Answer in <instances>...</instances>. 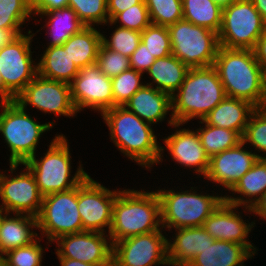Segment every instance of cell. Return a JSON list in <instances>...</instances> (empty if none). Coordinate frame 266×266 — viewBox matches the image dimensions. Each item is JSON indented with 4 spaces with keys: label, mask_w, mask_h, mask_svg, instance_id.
Segmentation results:
<instances>
[{
    "label": "cell",
    "mask_w": 266,
    "mask_h": 266,
    "mask_svg": "<svg viewBox=\"0 0 266 266\" xmlns=\"http://www.w3.org/2000/svg\"><path fill=\"white\" fill-rule=\"evenodd\" d=\"M109 130L110 141L124 156L150 172L157 166L161 144L153 125L141 120L124 106H115L101 114Z\"/></svg>",
    "instance_id": "obj_1"
},
{
    "label": "cell",
    "mask_w": 266,
    "mask_h": 266,
    "mask_svg": "<svg viewBox=\"0 0 266 266\" xmlns=\"http://www.w3.org/2000/svg\"><path fill=\"white\" fill-rule=\"evenodd\" d=\"M152 231H165L156 191L120 188L113 203L108 233L112 245L122 239Z\"/></svg>",
    "instance_id": "obj_2"
},
{
    "label": "cell",
    "mask_w": 266,
    "mask_h": 266,
    "mask_svg": "<svg viewBox=\"0 0 266 266\" xmlns=\"http://www.w3.org/2000/svg\"><path fill=\"white\" fill-rule=\"evenodd\" d=\"M226 93L214 66L189 68L181 87L171 96L175 123L202 120Z\"/></svg>",
    "instance_id": "obj_3"
},
{
    "label": "cell",
    "mask_w": 266,
    "mask_h": 266,
    "mask_svg": "<svg viewBox=\"0 0 266 266\" xmlns=\"http://www.w3.org/2000/svg\"><path fill=\"white\" fill-rule=\"evenodd\" d=\"M49 144L43 156L39 158L35 154L24 163L33 173L43 197L70 190L89 176L84 170L82 161H79L76 172L72 174V156L66 135L55 134Z\"/></svg>",
    "instance_id": "obj_4"
},
{
    "label": "cell",
    "mask_w": 266,
    "mask_h": 266,
    "mask_svg": "<svg viewBox=\"0 0 266 266\" xmlns=\"http://www.w3.org/2000/svg\"><path fill=\"white\" fill-rule=\"evenodd\" d=\"M198 186L180 190L173 188L155 189L161 212L162 228L172 233V230L202 226L205 220L225 200L223 194L198 191ZM197 189V190H196ZM178 190V191H177ZM211 194V195H210ZM220 195V196H219Z\"/></svg>",
    "instance_id": "obj_5"
},
{
    "label": "cell",
    "mask_w": 266,
    "mask_h": 266,
    "mask_svg": "<svg viewBox=\"0 0 266 266\" xmlns=\"http://www.w3.org/2000/svg\"><path fill=\"white\" fill-rule=\"evenodd\" d=\"M226 96L249 101L258 106L262 97L263 70L251 49L219 47L213 65Z\"/></svg>",
    "instance_id": "obj_6"
},
{
    "label": "cell",
    "mask_w": 266,
    "mask_h": 266,
    "mask_svg": "<svg viewBox=\"0 0 266 266\" xmlns=\"http://www.w3.org/2000/svg\"><path fill=\"white\" fill-rule=\"evenodd\" d=\"M0 108V133L9 148V164H24L38 151L41 135L52 130L56 123L37 122L15 100L0 102Z\"/></svg>",
    "instance_id": "obj_7"
},
{
    "label": "cell",
    "mask_w": 266,
    "mask_h": 266,
    "mask_svg": "<svg viewBox=\"0 0 266 266\" xmlns=\"http://www.w3.org/2000/svg\"><path fill=\"white\" fill-rule=\"evenodd\" d=\"M35 34L28 29L0 48L2 102L14 100L38 75L37 59L32 57L35 51H31Z\"/></svg>",
    "instance_id": "obj_8"
},
{
    "label": "cell",
    "mask_w": 266,
    "mask_h": 266,
    "mask_svg": "<svg viewBox=\"0 0 266 266\" xmlns=\"http://www.w3.org/2000/svg\"><path fill=\"white\" fill-rule=\"evenodd\" d=\"M172 54L189 68L213 66L220 44L218 33L181 19L167 27Z\"/></svg>",
    "instance_id": "obj_9"
},
{
    "label": "cell",
    "mask_w": 266,
    "mask_h": 266,
    "mask_svg": "<svg viewBox=\"0 0 266 266\" xmlns=\"http://www.w3.org/2000/svg\"><path fill=\"white\" fill-rule=\"evenodd\" d=\"M37 225L39 236L46 237L48 241L46 249L62 235L83 232L78 211V185L67 191L44 196L37 216Z\"/></svg>",
    "instance_id": "obj_10"
},
{
    "label": "cell",
    "mask_w": 266,
    "mask_h": 266,
    "mask_svg": "<svg viewBox=\"0 0 266 266\" xmlns=\"http://www.w3.org/2000/svg\"><path fill=\"white\" fill-rule=\"evenodd\" d=\"M266 32V22L251 0H236L222 9L219 44L228 49H253Z\"/></svg>",
    "instance_id": "obj_11"
},
{
    "label": "cell",
    "mask_w": 266,
    "mask_h": 266,
    "mask_svg": "<svg viewBox=\"0 0 266 266\" xmlns=\"http://www.w3.org/2000/svg\"><path fill=\"white\" fill-rule=\"evenodd\" d=\"M22 165L25 167L17 174V169ZM9 167V170L0 171V206L8 214L37 217L43 196L39 192L33 173L24 164H9Z\"/></svg>",
    "instance_id": "obj_12"
},
{
    "label": "cell",
    "mask_w": 266,
    "mask_h": 266,
    "mask_svg": "<svg viewBox=\"0 0 266 266\" xmlns=\"http://www.w3.org/2000/svg\"><path fill=\"white\" fill-rule=\"evenodd\" d=\"M163 232L152 231L115 242L112 266H170L168 234Z\"/></svg>",
    "instance_id": "obj_13"
},
{
    "label": "cell",
    "mask_w": 266,
    "mask_h": 266,
    "mask_svg": "<svg viewBox=\"0 0 266 266\" xmlns=\"http://www.w3.org/2000/svg\"><path fill=\"white\" fill-rule=\"evenodd\" d=\"M14 100L23 108L30 105L43 114L75 117L78 112L71 98L70 84L37 75Z\"/></svg>",
    "instance_id": "obj_14"
},
{
    "label": "cell",
    "mask_w": 266,
    "mask_h": 266,
    "mask_svg": "<svg viewBox=\"0 0 266 266\" xmlns=\"http://www.w3.org/2000/svg\"><path fill=\"white\" fill-rule=\"evenodd\" d=\"M118 193L119 189L110 190L90 175L78 185V211L83 231L109 233L113 203Z\"/></svg>",
    "instance_id": "obj_15"
},
{
    "label": "cell",
    "mask_w": 266,
    "mask_h": 266,
    "mask_svg": "<svg viewBox=\"0 0 266 266\" xmlns=\"http://www.w3.org/2000/svg\"><path fill=\"white\" fill-rule=\"evenodd\" d=\"M71 98L77 112L87 108L100 115L114 107L111 78L95 64L80 69L70 83Z\"/></svg>",
    "instance_id": "obj_16"
},
{
    "label": "cell",
    "mask_w": 266,
    "mask_h": 266,
    "mask_svg": "<svg viewBox=\"0 0 266 266\" xmlns=\"http://www.w3.org/2000/svg\"><path fill=\"white\" fill-rule=\"evenodd\" d=\"M57 258L76 259L92 265H112L113 245L108 234L94 231L66 234L58 237Z\"/></svg>",
    "instance_id": "obj_17"
},
{
    "label": "cell",
    "mask_w": 266,
    "mask_h": 266,
    "mask_svg": "<svg viewBox=\"0 0 266 266\" xmlns=\"http://www.w3.org/2000/svg\"><path fill=\"white\" fill-rule=\"evenodd\" d=\"M183 124L175 123L172 125L175 132L163 137L164 146H160L161 155L158 161L160 165L163 161L164 151L167 150L172 161L189 170L195 175L204 178L209 167V156L205 153L199 135L196 130L182 128ZM193 170V171H192ZM195 171V172H194Z\"/></svg>",
    "instance_id": "obj_18"
},
{
    "label": "cell",
    "mask_w": 266,
    "mask_h": 266,
    "mask_svg": "<svg viewBox=\"0 0 266 266\" xmlns=\"http://www.w3.org/2000/svg\"><path fill=\"white\" fill-rule=\"evenodd\" d=\"M238 208L242 207L229 204L224 200L205 220L202 227L215 240L241 244L255 256L259 248L249 241L248 236L253 231L252 228L256 227V220L252 222L249 221L250 219L243 220V213Z\"/></svg>",
    "instance_id": "obj_19"
},
{
    "label": "cell",
    "mask_w": 266,
    "mask_h": 266,
    "mask_svg": "<svg viewBox=\"0 0 266 266\" xmlns=\"http://www.w3.org/2000/svg\"><path fill=\"white\" fill-rule=\"evenodd\" d=\"M247 148L246 144L240 142L237 146L210 157L204 181L217 184V187L222 186V191L225 189L229 192L259 159L250 147L249 150Z\"/></svg>",
    "instance_id": "obj_20"
},
{
    "label": "cell",
    "mask_w": 266,
    "mask_h": 266,
    "mask_svg": "<svg viewBox=\"0 0 266 266\" xmlns=\"http://www.w3.org/2000/svg\"><path fill=\"white\" fill-rule=\"evenodd\" d=\"M124 107L153 126L162 123L170 112L167 118L168 125L171 127L175 124L172 116L171 95L153 86L145 84L132 95Z\"/></svg>",
    "instance_id": "obj_21"
},
{
    "label": "cell",
    "mask_w": 266,
    "mask_h": 266,
    "mask_svg": "<svg viewBox=\"0 0 266 266\" xmlns=\"http://www.w3.org/2000/svg\"><path fill=\"white\" fill-rule=\"evenodd\" d=\"M174 231L175 235L167 239L170 266H188L197 254L215 241L202 226Z\"/></svg>",
    "instance_id": "obj_22"
},
{
    "label": "cell",
    "mask_w": 266,
    "mask_h": 266,
    "mask_svg": "<svg viewBox=\"0 0 266 266\" xmlns=\"http://www.w3.org/2000/svg\"><path fill=\"white\" fill-rule=\"evenodd\" d=\"M256 106L246 100L226 96L202 120L212 126L237 131L241 136Z\"/></svg>",
    "instance_id": "obj_23"
},
{
    "label": "cell",
    "mask_w": 266,
    "mask_h": 266,
    "mask_svg": "<svg viewBox=\"0 0 266 266\" xmlns=\"http://www.w3.org/2000/svg\"><path fill=\"white\" fill-rule=\"evenodd\" d=\"M37 229V217L27 214H7L0 226V256L34 242L39 237Z\"/></svg>",
    "instance_id": "obj_24"
},
{
    "label": "cell",
    "mask_w": 266,
    "mask_h": 266,
    "mask_svg": "<svg viewBox=\"0 0 266 266\" xmlns=\"http://www.w3.org/2000/svg\"><path fill=\"white\" fill-rule=\"evenodd\" d=\"M266 192V159L259 158L235 186L224 195L225 201L240 207L251 208ZM233 194V195H231ZM237 194V195H234ZM239 194V195H238Z\"/></svg>",
    "instance_id": "obj_25"
},
{
    "label": "cell",
    "mask_w": 266,
    "mask_h": 266,
    "mask_svg": "<svg viewBox=\"0 0 266 266\" xmlns=\"http://www.w3.org/2000/svg\"><path fill=\"white\" fill-rule=\"evenodd\" d=\"M254 256L241 244L215 240L197 254L188 266H246Z\"/></svg>",
    "instance_id": "obj_26"
},
{
    "label": "cell",
    "mask_w": 266,
    "mask_h": 266,
    "mask_svg": "<svg viewBox=\"0 0 266 266\" xmlns=\"http://www.w3.org/2000/svg\"><path fill=\"white\" fill-rule=\"evenodd\" d=\"M36 16L41 19L45 18V24L36 31V33L40 32L44 27L47 29L46 35H48L47 38L49 37V42L44 47L61 46L69 37L86 27L78 18L77 13L69 6Z\"/></svg>",
    "instance_id": "obj_27"
},
{
    "label": "cell",
    "mask_w": 266,
    "mask_h": 266,
    "mask_svg": "<svg viewBox=\"0 0 266 266\" xmlns=\"http://www.w3.org/2000/svg\"><path fill=\"white\" fill-rule=\"evenodd\" d=\"M188 70L189 67L173 54L156 58L146 72L151 80L146 84L172 96L181 87Z\"/></svg>",
    "instance_id": "obj_28"
},
{
    "label": "cell",
    "mask_w": 266,
    "mask_h": 266,
    "mask_svg": "<svg viewBox=\"0 0 266 266\" xmlns=\"http://www.w3.org/2000/svg\"><path fill=\"white\" fill-rule=\"evenodd\" d=\"M43 54L38 59V75L70 84L77 76L80 69L68 55L67 47L54 46L43 49Z\"/></svg>",
    "instance_id": "obj_29"
},
{
    "label": "cell",
    "mask_w": 266,
    "mask_h": 266,
    "mask_svg": "<svg viewBox=\"0 0 266 266\" xmlns=\"http://www.w3.org/2000/svg\"><path fill=\"white\" fill-rule=\"evenodd\" d=\"M99 27H84L79 33L73 34L63 44L68 55L79 69L97 63L99 47L102 44V32Z\"/></svg>",
    "instance_id": "obj_30"
},
{
    "label": "cell",
    "mask_w": 266,
    "mask_h": 266,
    "mask_svg": "<svg viewBox=\"0 0 266 266\" xmlns=\"http://www.w3.org/2000/svg\"><path fill=\"white\" fill-rule=\"evenodd\" d=\"M183 19L219 33L222 9L212 0H182Z\"/></svg>",
    "instance_id": "obj_31"
},
{
    "label": "cell",
    "mask_w": 266,
    "mask_h": 266,
    "mask_svg": "<svg viewBox=\"0 0 266 266\" xmlns=\"http://www.w3.org/2000/svg\"><path fill=\"white\" fill-rule=\"evenodd\" d=\"M198 122L202 126L194 129L197 131L201 145L209 158L242 142V136L237 131L208 125L203 120H198Z\"/></svg>",
    "instance_id": "obj_32"
},
{
    "label": "cell",
    "mask_w": 266,
    "mask_h": 266,
    "mask_svg": "<svg viewBox=\"0 0 266 266\" xmlns=\"http://www.w3.org/2000/svg\"><path fill=\"white\" fill-rule=\"evenodd\" d=\"M33 18L29 0H2L0 2V29L9 31L14 37L24 34L23 25Z\"/></svg>",
    "instance_id": "obj_33"
},
{
    "label": "cell",
    "mask_w": 266,
    "mask_h": 266,
    "mask_svg": "<svg viewBox=\"0 0 266 266\" xmlns=\"http://www.w3.org/2000/svg\"><path fill=\"white\" fill-rule=\"evenodd\" d=\"M68 6L86 27H105L109 22L107 0H68Z\"/></svg>",
    "instance_id": "obj_34"
},
{
    "label": "cell",
    "mask_w": 266,
    "mask_h": 266,
    "mask_svg": "<svg viewBox=\"0 0 266 266\" xmlns=\"http://www.w3.org/2000/svg\"><path fill=\"white\" fill-rule=\"evenodd\" d=\"M105 25H108V27L112 26V28L114 27L115 29L112 31V34H110V39L104 34L106 32L102 31V44L109 50L130 57L141 42V32L122 28L117 25L115 26L111 21Z\"/></svg>",
    "instance_id": "obj_35"
},
{
    "label": "cell",
    "mask_w": 266,
    "mask_h": 266,
    "mask_svg": "<svg viewBox=\"0 0 266 266\" xmlns=\"http://www.w3.org/2000/svg\"><path fill=\"white\" fill-rule=\"evenodd\" d=\"M151 24L168 27L183 19L182 0H144Z\"/></svg>",
    "instance_id": "obj_36"
},
{
    "label": "cell",
    "mask_w": 266,
    "mask_h": 266,
    "mask_svg": "<svg viewBox=\"0 0 266 266\" xmlns=\"http://www.w3.org/2000/svg\"><path fill=\"white\" fill-rule=\"evenodd\" d=\"M143 76V73L130 68L111 78L114 107L124 106L132 95L146 84L143 82Z\"/></svg>",
    "instance_id": "obj_37"
},
{
    "label": "cell",
    "mask_w": 266,
    "mask_h": 266,
    "mask_svg": "<svg viewBox=\"0 0 266 266\" xmlns=\"http://www.w3.org/2000/svg\"><path fill=\"white\" fill-rule=\"evenodd\" d=\"M242 142L253 149L259 158L266 159V112L256 109L242 135ZM251 144V145H250ZM257 151V152H256ZM258 153V154H257ZM260 153V154H259ZM262 153V154H261Z\"/></svg>",
    "instance_id": "obj_38"
},
{
    "label": "cell",
    "mask_w": 266,
    "mask_h": 266,
    "mask_svg": "<svg viewBox=\"0 0 266 266\" xmlns=\"http://www.w3.org/2000/svg\"><path fill=\"white\" fill-rule=\"evenodd\" d=\"M40 237L29 245L8 251L2 256L3 266H42V259L46 252L41 245Z\"/></svg>",
    "instance_id": "obj_39"
},
{
    "label": "cell",
    "mask_w": 266,
    "mask_h": 266,
    "mask_svg": "<svg viewBox=\"0 0 266 266\" xmlns=\"http://www.w3.org/2000/svg\"><path fill=\"white\" fill-rule=\"evenodd\" d=\"M141 42L156 58H163L172 54L168 28L150 24L141 32Z\"/></svg>",
    "instance_id": "obj_40"
},
{
    "label": "cell",
    "mask_w": 266,
    "mask_h": 266,
    "mask_svg": "<svg viewBox=\"0 0 266 266\" xmlns=\"http://www.w3.org/2000/svg\"><path fill=\"white\" fill-rule=\"evenodd\" d=\"M101 72L113 78L123 71L131 68L130 58L120 54L119 52L107 49L103 44L99 47L97 63Z\"/></svg>",
    "instance_id": "obj_41"
},
{
    "label": "cell",
    "mask_w": 266,
    "mask_h": 266,
    "mask_svg": "<svg viewBox=\"0 0 266 266\" xmlns=\"http://www.w3.org/2000/svg\"><path fill=\"white\" fill-rule=\"evenodd\" d=\"M111 22L117 26L142 32L150 24L149 12L146 4H136L118 13Z\"/></svg>",
    "instance_id": "obj_42"
},
{
    "label": "cell",
    "mask_w": 266,
    "mask_h": 266,
    "mask_svg": "<svg viewBox=\"0 0 266 266\" xmlns=\"http://www.w3.org/2000/svg\"><path fill=\"white\" fill-rule=\"evenodd\" d=\"M131 69L145 74L156 60V57L140 42L137 49L129 57Z\"/></svg>",
    "instance_id": "obj_43"
},
{
    "label": "cell",
    "mask_w": 266,
    "mask_h": 266,
    "mask_svg": "<svg viewBox=\"0 0 266 266\" xmlns=\"http://www.w3.org/2000/svg\"><path fill=\"white\" fill-rule=\"evenodd\" d=\"M32 14L35 15L61 9L68 6V0H33L31 2Z\"/></svg>",
    "instance_id": "obj_44"
},
{
    "label": "cell",
    "mask_w": 266,
    "mask_h": 266,
    "mask_svg": "<svg viewBox=\"0 0 266 266\" xmlns=\"http://www.w3.org/2000/svg\"><path fill=\"white\" fill-rule=\"evenodd\" d=\"M136 4H145L144 0H107V10L109 21H111L118 13L125 11Z\"/></svg>",
    "instance_id": "obj_45"
},
{
    "label": "cell",
    "mask_w": 266,
    "mask_h": 266,
    "mask_svg": "<svg viewBox=\"0 0 266 266\" xmlns=\"http://www.w3.org/2000/svg\"><path fill=\"white\" fill-rule=\"evenodd\" d=\"M252 50L255 59L262 67L263 73L266 74V32L258 39Z\"/></svg>",
    "instance_id": "obj_46"
},
{
    "label": "cell",
    "mask_w": 266,
    "mask_h": 266,
    "mask_svg": "<svg viewBox=\"0 0 266 266\" xmlns=\"http://www.w3.org/2000/svg\"><path fill=\"white\" fill-rule=\"evenodd\" d=\"M245 208V209H243ZM241 210L242 212H244L245 214H251L254 216H257V218L259 217V220H266V192L264 193V195L258 199L254 205L251 208L248 207H243ZM250 212V213H249Z\"/></svg>",
    "instance_id": "obj_47"
},
{
    "label": "cell",
    "mask_w": 266,
    "mask_h": 266,
    "mask_svg": "<svg viewBox=\"0 0 266 266\" xmlns=\"http://www.w3.org/2000/svg\"><path fill=\"white\" fill-rule=\"evenodd\" d=\"M58 260L61 266H112V265H92L82 261H78L76 259H69V258H58Z\"/></svg>",
    "instance_id": "obj_48"
},
{
    "label": "cell",
    "mask_w": 266,
    "mask_h": 266,
    "mask_svg": "<svg viewBox=\"0 0 266 266\" xmlns=\"http://www.w3.org/2000/svg\"><path fill=\"white\" fill-rule=\"evenodd\" d=\"M251 2L261 15L262 19L266 22V0H251Z\"/></svg>",
    "instance_id": "obj_49"
},
{
    "label": "cell",
    "mask_w": 266,
    "mask_h": 266,
    "mask_svg": "<svg viewBox=\"0 0 266 266\" xmlns=\"http://www.w3.org/2000/svg\"><path fill=\"white\" fill-rule=\"evenodd\" d=\"M256 109L266 112V74L263 76L262 97Z\"/></svg>",
    "instance_id": "obj_50"
},
{
    "label": "cell",
    "mask_w": 266,
    "mask_h": 266,
    "mask_svg": "<svg viewBox=\"0 0 266 266\" xmlns=\"http://www.w3.org/2000/svg\"><path fill=\"white\" fill-rule=\"evenodd\" d=\"M14 36L9 32L0 29V48L8 43Z\"/></svg>",
    "instance_id": "obj_51"
},
{
    "label": "cell",
    "mask_w": 266,
    "mask_h": 266,
    "mask_svg": "<svg viewBox=\"0 0 266 266\" xmlns=\"http://www.w3.org/2000/svg\"><path fill=\"white\" fill-rule=\"evenodd\" d=\"M215 4H217L221 9L229 7L236 0H212Z\"/></svg>",
    "instance_id": "obj_52"
},
{
    "label": "cell",
    "mask_w": 266,
    "mask_h": 266,
    "mask_svg": "<svg viewBox=\"0 0 266 266\" xmlns=\"http://www.w3.org/2000/svg\"><path fill=\"white\" fill-rule=\"evenodd\" d=\"M8 213L0 206V226L2 223L3 218L7 215Z\"/></svg>",
    "instance_id": "obj_53"
},
{
    "label": "cell",
    "mask_w": 266,
    "mask_h": 266,
    "mask_svg": "<svg viewBox=\"0 0 266 266\" xmlns=\"http://www.w3.org/2000/svg\"><path fill=\"white\" fill-rule=\"evenodd\" d=\"M0 102H2V83L0 79Z\"/></svg>",
    "instance_id": "obj_54"
},
{
    "label": "cell",
    "mask_w": 266,
    "mask_h": 266,
    "mask_svg": "<svg viewBox=\"0 0 266 266\" xmlns=\"http://www.w3.org/2000/svg\"><path fill=\"white\" fill-rule=\"evenodd\" d=\"M0 266H3V258L0 256Z\"/></svg>",
    "instance_id": "obj_55"
}]
</instances>
